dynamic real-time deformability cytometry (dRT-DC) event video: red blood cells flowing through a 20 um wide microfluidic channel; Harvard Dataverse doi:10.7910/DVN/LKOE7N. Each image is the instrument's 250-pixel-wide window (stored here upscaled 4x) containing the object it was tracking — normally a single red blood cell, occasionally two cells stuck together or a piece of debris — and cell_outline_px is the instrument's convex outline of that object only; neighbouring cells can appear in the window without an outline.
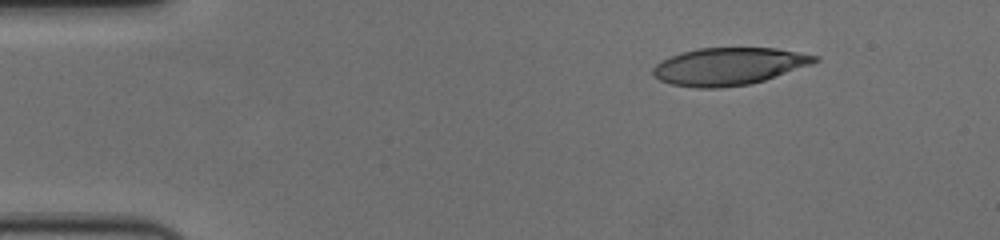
{"species": "human", "species_latin": "Homo sapiens", "temperature_condition": "cold", "stored_images_in_passage": 50, "camera_frame_rate_fps": 3000, "um_per_image_px": 0.085, "donor": {"sex": "female"}, "frame": {"image": 1, "passage_image": 1, "time_ms": 0.0, "image_size_px": [1000, 240], "cell_outline_px": [[820, 60], [812, 64], [752, 84], [720, 88], [696, 88], [668, 84], [652, 76], [652, 68], [660, 60], [680, 52], [696, 48], [776, 48], [820, 56]], "centroid_in_image_um": [61.91, 5.64], "position_along_channel_um": 23.1, "area_um2": 35.6}}
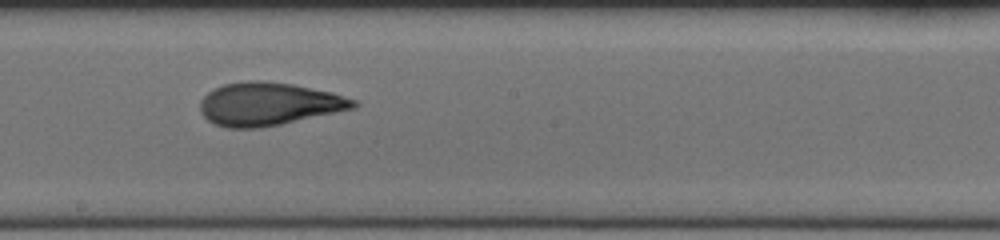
{"frame": {"image": 2, "passage_image": 25, "time_ms": 8.0, "image_size_px": [1000, 240], "cell_outline_px": [[360, 104], [356, 108], [280, 124], [260, 128], [228, 128], [216, 124], [208, 120], [200, 112], [200, 100], [208, 92], [224, 84], [244, 80], [260, 80], [292, 84], [332, 92], [356, 100]], "centroid_in_image_um": [22.84, 8.83], "position_along_channel_um": 225.4, "area_um2": 38.44}}
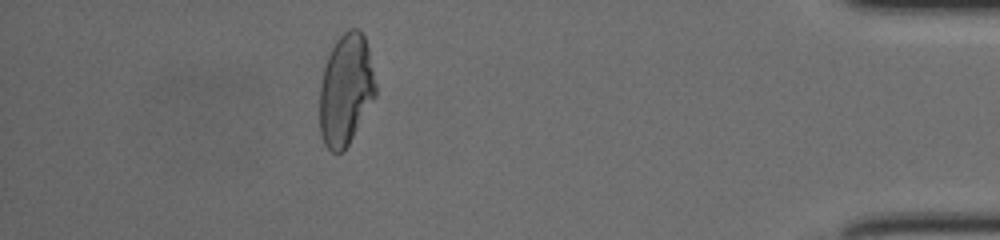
{"frame": {"image": 3, "passage_image": 44, "time_ms": 14.333, "image_size_px": [1000, 240], "cell_outline_px": [[376, 96], [344, 152], [332, 152], [324, 144], [320, 132], [320, 84], [324, 68], [328, 56], [336, 40], [348, 28], [356, 28], [364, 36], [368, 48], [376, 84]], "centroid_in_image_um": [29.39, 7.64], "position_along_channel_um": 405.8, "area_um2": 36.18}, "authors_computed_cell_mechanics": {"area_um2": 37.3388, "velocity_mm_per_s": 3.6333, "shape_relaxation_time_tau1_ms": 7.9376, "shape_relaxation_time_tau2_ms": 1.6085, "deformation_change_tau1": 0.2568, "deformation_change_tau2": 0.0873}}